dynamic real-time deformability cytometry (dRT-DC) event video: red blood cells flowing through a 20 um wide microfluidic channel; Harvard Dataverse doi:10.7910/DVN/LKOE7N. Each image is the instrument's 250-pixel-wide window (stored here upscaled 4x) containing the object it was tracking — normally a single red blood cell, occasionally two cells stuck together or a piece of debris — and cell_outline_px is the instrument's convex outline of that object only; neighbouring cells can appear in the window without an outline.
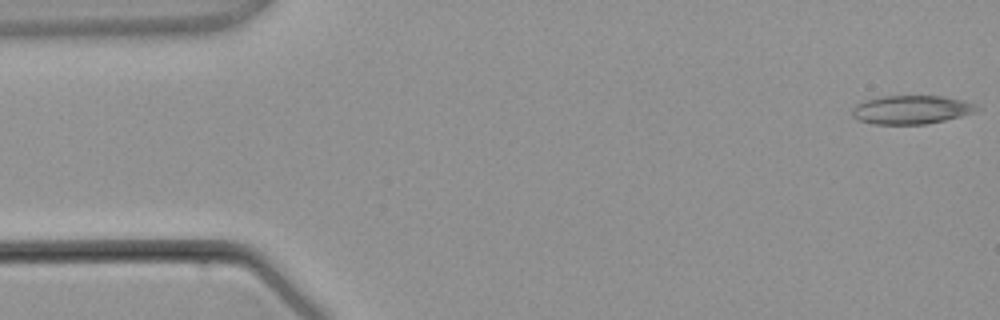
{"species": "common noctule bat (a hibernating species)", "species_latin": "Nyctalus noctula", "temperature_condition": "warm", "stored_images_in_passage": 4, "segment_of_instrument_passage": [2, 2], "camera_frame_rate_fps": 3000, "um_per_image_px": 0.085, "animal": {"sex": "male", "body_mass_g": 21.5, "forearm_length_mm": 52.0}, "frame": {"image": 1, "passage_image": 4, "time_ms": 3.667, "image_size_px": [1000, 320], "cell_outline_px": [[984, 108], [960, 116], [944, 120], [924, 124], [872, 124], [860, 120], [852, 116], [852, 108], [856, 104], [864, 100], [880, 96], [944, 96], [964, 100], [976, 104]], "centroid_in_image_um": [77.47, 9.31], "position_along_channel_um": 7.5, "area_um2": 20.87}}